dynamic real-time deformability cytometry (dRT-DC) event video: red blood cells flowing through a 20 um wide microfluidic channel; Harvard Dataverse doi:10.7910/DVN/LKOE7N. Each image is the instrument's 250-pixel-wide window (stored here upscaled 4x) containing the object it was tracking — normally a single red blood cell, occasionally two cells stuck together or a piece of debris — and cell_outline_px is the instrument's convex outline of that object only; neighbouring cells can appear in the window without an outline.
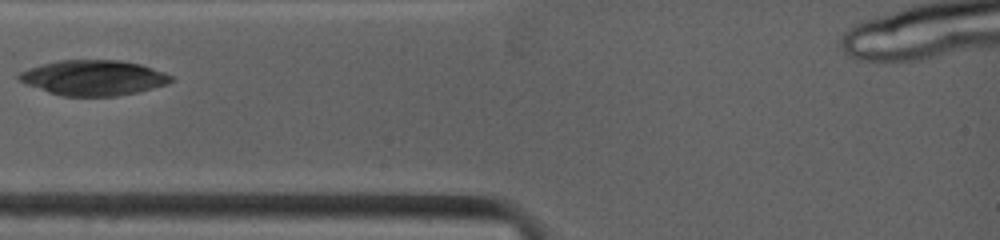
{"species": "common noctule bat (a hibernating species)", "species_latin": "Nyctalus noctula", "temperature_condition": "warm", "stored_images_in_passage": 4, "camera_frame_rate_fps": 4500, "um_per_image_px": 0.085, "animal": {"sex": "female", "body_mass_g": 19.0, "forearm_length_mm": 53.3}, "frame": {"image": 1, "passage_image": 1, "time_ms": 0.0, "image_size_px": [1000, 240], "cell_outline_px": [[176, 80], [168, 84], [136, 92], [116, 96], [64, 96], [48, 92], [24, 84], [16, 76], [20, 72], [28, 68], [60, 60], [120, 60], [140, 64], [164, 72], [172, 76]], "centroid_in_image_um": [7.95, 6.61], "position_along_channel_um": 77.1, "area_um2": 31.21}}